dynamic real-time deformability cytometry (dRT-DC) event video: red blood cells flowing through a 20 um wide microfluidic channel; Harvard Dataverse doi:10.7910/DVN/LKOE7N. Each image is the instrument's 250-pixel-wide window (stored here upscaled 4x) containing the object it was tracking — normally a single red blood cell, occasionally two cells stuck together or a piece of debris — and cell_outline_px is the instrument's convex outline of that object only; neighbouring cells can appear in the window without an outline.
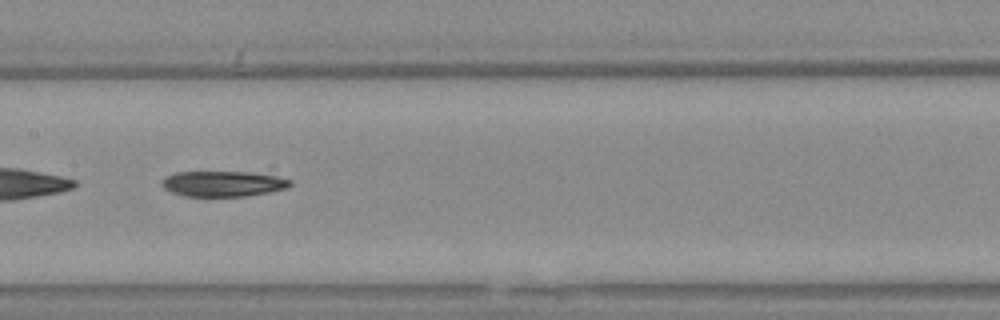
{"species": "Egyptian fruit bat (a non-hibernating species)", "species_latin": "Rousettus aegyptiacus", "temperature_condition": "warm", "stored_images_in_passage": 49, "segment_of_instrument_passage": [2, 2], "camera_frame_rate_fps": 3000, "um_per_image_px": 0.085, "animal": {"sex": "female"}, "frame": {"image": 1, "passage_image": 22, "time_ms": 7.0, "image_size_px": [1000, 320], "cell_outline_px": [[292, 184], [288, 188], [268, 192], [244, 196], [184, 196], [172, 192], [164, 188], [160, 184], [164, 176], [176, 172], [248, 172], [276, 176], [292, 180]], "centroid_in_image_um": [18.94, 15.61], "position_along_channel_um": 188.5, "area_um2": 19.07}}
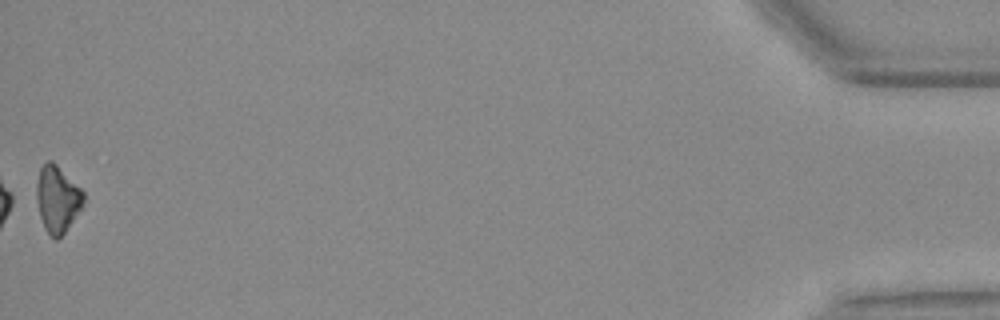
{"frame": {"image": 2, "passage_image": 49, "time_ms": 16.0, "image_size_px": [1000, 320], "cell_outline_px": [[84, 200], [80, 208], [64, 232], [56, 240], [44, 228], [40, 216], [36, 200], [36, 184], [40, 168], [48, 160], [52, 160], [84, 192]], "centroid_in_image_um": [4.84, 16.89], "position_along_channel_um": 430.4, "area_um2": 17.8}}